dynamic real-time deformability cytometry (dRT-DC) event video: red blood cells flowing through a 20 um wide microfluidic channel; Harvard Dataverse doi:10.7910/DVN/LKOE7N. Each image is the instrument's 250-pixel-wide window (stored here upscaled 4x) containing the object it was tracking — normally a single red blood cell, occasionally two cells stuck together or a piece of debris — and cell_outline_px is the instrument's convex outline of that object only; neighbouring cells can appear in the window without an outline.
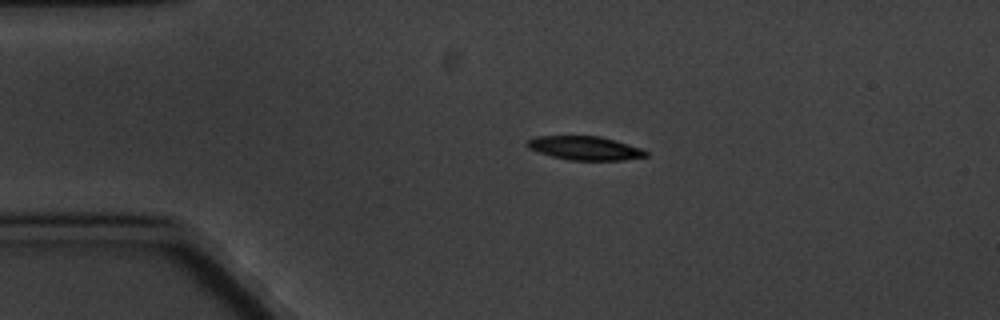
{"species": "common noctule bat (a hibernating species)", "species_latin": "Nyctalus noctula", "temperature_condition": "cold", "stored_images_in_passage": 4, "camera_frame_rate_fps": 3000, "um_per_image_px": 0.085, "animal": {"sex": "male", "body_mass_g": 20.1, "forearm_length_mm": 53.5}, "frame": {"image": 1, "passage_image": 2, "time_ms": 1.333, "image_size_px": [1000, 320], "cell_outline_px": [[648, 156], [624, 160], [568, 160], [552, 156], [528, 148], [524, 144], [524, 140], [536, 136], [600, 136], [616, 140], [640, 148], [648, 152]], "centroid_in_image_um": [49.68, 12.58], "position_along_channel_um": 35.3, "area_um2": 16.53}}
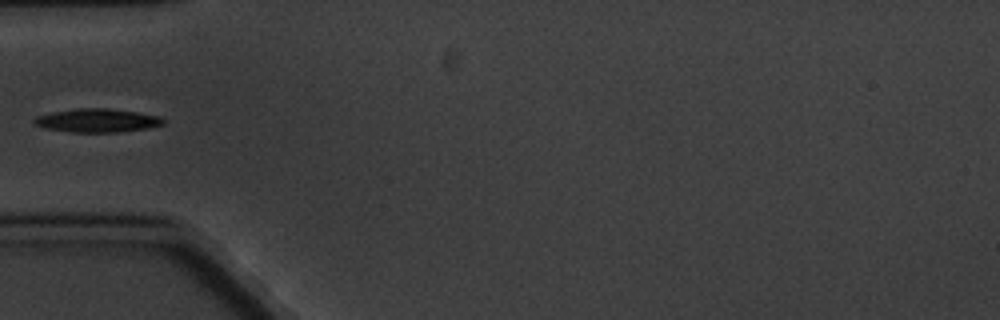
{"frame": {"image": 2, "passage_image": 4, "time_ms": 3.667, "image_size_px": [1000, 320], "cell_outline_px": [[164, 124], [148, 128], [120, 132], [72, 132], [44, 128], [32, 124], [32, 120], [36, 116], [52, 112], [76, 108], [108, 108], [136, 112], [160, 116], [164, 120]], "centroid_in_image_um": [8.23, 10.24], "position_along_channel_um": 76.8, "area_um2": 17.8}}